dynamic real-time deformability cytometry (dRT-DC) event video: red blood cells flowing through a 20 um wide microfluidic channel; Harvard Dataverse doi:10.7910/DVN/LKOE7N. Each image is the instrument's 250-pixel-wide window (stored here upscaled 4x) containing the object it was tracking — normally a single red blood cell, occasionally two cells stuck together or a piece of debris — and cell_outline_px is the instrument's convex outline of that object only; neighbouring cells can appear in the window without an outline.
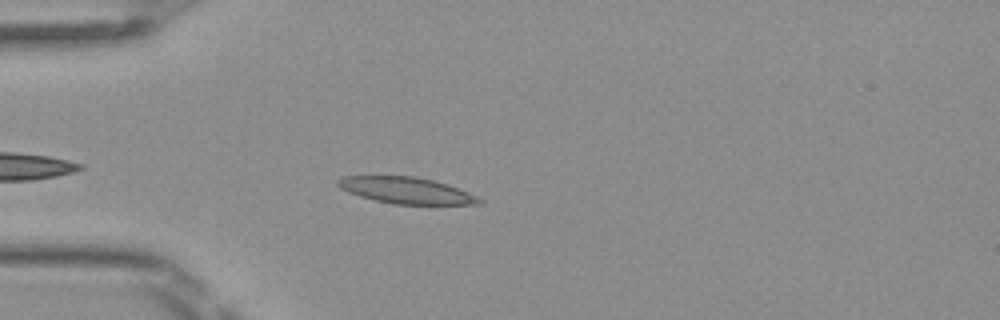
{"species": "Egyptian fruit bat (a non-hibernating species)", "species_latin": "Rousettus aegyptiacus", "temperature_condition": "room temperature", "stored_images_in_passage": 3, "camera_frame_rate_fps": 3000, "um_per_image_px": 0.085, "frame": {"image": 1, "passage_image": 3, "time_ms": 0.667, "image_size_px": [1000, 320], "cell_outline_px": [[484, 204], [392, 204], [360, 196], [348, 192], [340, 188], [336, 184], [336, 180], [344, 176], [416, 176], [448, 184], [468, 192], [484, 200]], "centroid_in_image_um": [34.54, 16.18], "position_along_channel_um": 50.5, "area_um2": 21.73}}